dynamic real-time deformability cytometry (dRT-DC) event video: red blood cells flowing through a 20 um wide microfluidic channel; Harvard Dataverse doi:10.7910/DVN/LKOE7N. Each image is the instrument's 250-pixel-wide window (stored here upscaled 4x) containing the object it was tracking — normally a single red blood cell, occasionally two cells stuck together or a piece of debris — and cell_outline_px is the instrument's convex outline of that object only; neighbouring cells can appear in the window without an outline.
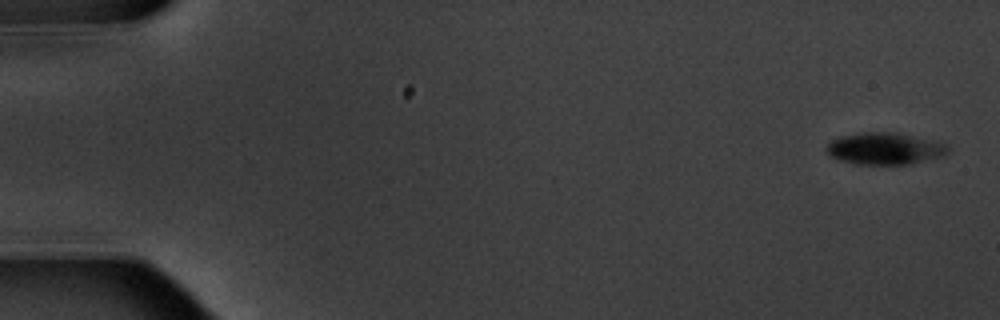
{"species": "common noctule bat (a hibernating species)", "species_latin": "Nyctalus noctula", "temperature_condition": "warm", "stored_images_in_passage": 6, "camera_frame_rate_fps": 3000, "um_per_image_px": 0.085, "animal": {"sex": "male", "body_mass_g": 20.1, "forearm_length_mm": 53.5}, "frame": {"image": 1, "passage_image": 1, "time_ms": 0.0, "image_size_px": [1000, 320], "cell_outline_px": [[948, 152], [944, 156], [908, 164], [856, 164], [840, 160], [832, 156], [824, 148], [832, 140], [840, 136], [860, 132], [896, 132], [936, 140], [948, 144]], "centroid_in_image_um": [75.24, 12.61], "position_along_channel_um": 9.8, "area_um2": 22.72}}
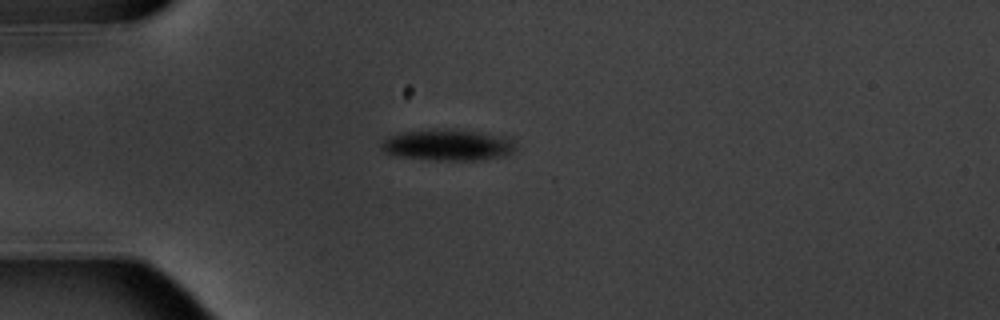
{"frame": {"image": 2, "passage_image": 5, "time_ms": 4.667, "image_size_px": [1000, 320], "cell_outline_px": [[516, 148], [508, 156], [480, 160], [436, 160], [392, 156], [384, 152], [380, 148], [380, 144], [388, 136], [404, 132], [476, 132], [508, 136], [516, 140]], "centroid_in_image_um": [38.13, 12.39], "position_along_channel_um": 46.9, "area_um2": 23.87}}